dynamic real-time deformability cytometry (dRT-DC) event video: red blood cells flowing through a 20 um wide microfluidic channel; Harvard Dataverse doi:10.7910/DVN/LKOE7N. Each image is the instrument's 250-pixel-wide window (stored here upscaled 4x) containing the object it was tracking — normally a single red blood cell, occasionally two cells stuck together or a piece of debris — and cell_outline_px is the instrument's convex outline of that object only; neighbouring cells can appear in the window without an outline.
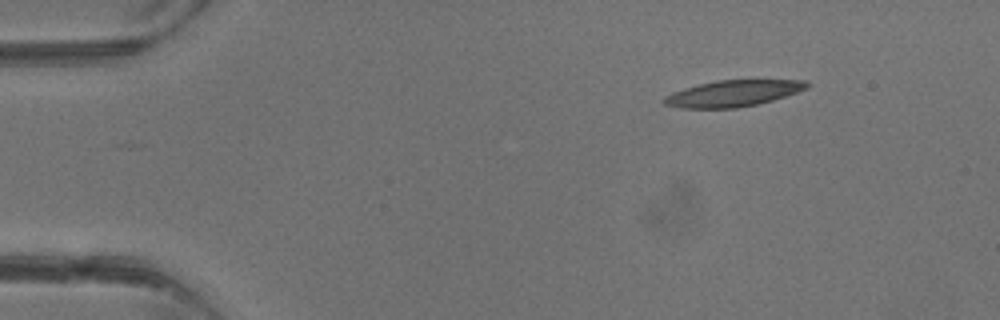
{"species": "common noctule bat (a hibernating species)", "species_latin": "Nyctalus noctula", "temperature_condition": "warm", "stored_images_in_passage": 3, "camera_frame_rate_fps": 3000, "um_per_image_px": 0.085, "animal": {"sex": "male", "body_mass_g": 13.3}, "frame": {"image": 1, "passage_image": 1, "time_ms": 0.0, "image_size_px": [1000, 320], "cell_outline_px": [[812, 84], [808, 88], [772, 100], [756, 104], [736, 108], [680, 108], [664, 104], [660, 100], [664, 96], [672, 92], [684, 88], [716, 80], [804, 80]], "centroid_in_image_um": [62.27, 7.94], "position_along_channel_um": 22.7, "area_um2": 21.85}}
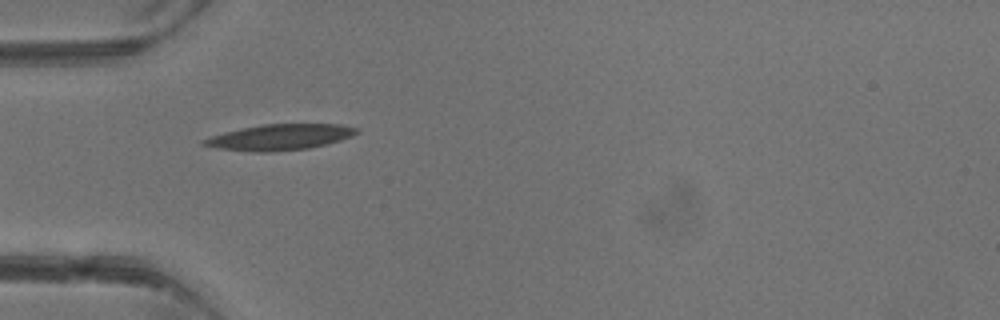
{"frame": {"image": 2, "passage_image": 3, "time_ms": 2.333, "image_size_px": [1000, 320], "cell_outline_px": [[360, 132], [352, 136], [328, 144], [308, 148], [272, 152], [252, 152], [216, 148], [200, 144], [204, 140], [212, 136], [224, 132], [264, 124], [340, 124], [360, 128]], "centroid_in_image_um": [23.84, 11.66], "position_along_channel_um": 61.2, "area_um2": 23.0}}